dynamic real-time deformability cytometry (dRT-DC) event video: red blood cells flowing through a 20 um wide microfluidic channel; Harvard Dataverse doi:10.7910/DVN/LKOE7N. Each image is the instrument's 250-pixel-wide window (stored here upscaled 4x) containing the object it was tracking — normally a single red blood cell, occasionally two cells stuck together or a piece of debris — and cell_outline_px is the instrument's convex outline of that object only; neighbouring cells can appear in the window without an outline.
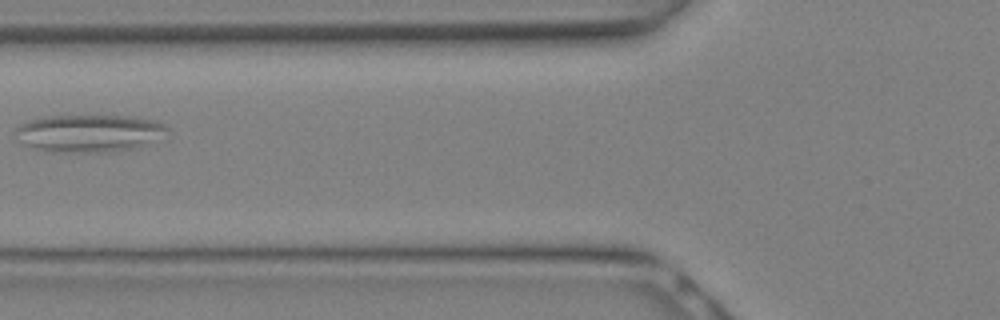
{"species": "Egyptian fruit bat (a non-hibernating species)", "species_latin": "Rousettus aegyptiacus", "temperature_condition": "warm", "stored_images_in_passage": 11, "segment_of_instrument_passage": [2, 2], "camera_frame_rate_fps": 3000, "um_per_image_px": 0.085, "animal": {"sex": "female"}, "frame": {"image": 1, "passage_image": 10, "time_ms": 3.0, "image_size_px": [1000, 320], "cell_outline_px": [[168, 128], [140, 148], [116, 152], [44, 152], [20, 144], [16, 140], [16, 128], [20, 124], [28, 120], [48, 116], [132, 116], [152, 120], [164, 124]], "centroid_in_image_um": [7.46, 11.34], "position_along_channel_um": 118.3, "area_um2": 33.35}}